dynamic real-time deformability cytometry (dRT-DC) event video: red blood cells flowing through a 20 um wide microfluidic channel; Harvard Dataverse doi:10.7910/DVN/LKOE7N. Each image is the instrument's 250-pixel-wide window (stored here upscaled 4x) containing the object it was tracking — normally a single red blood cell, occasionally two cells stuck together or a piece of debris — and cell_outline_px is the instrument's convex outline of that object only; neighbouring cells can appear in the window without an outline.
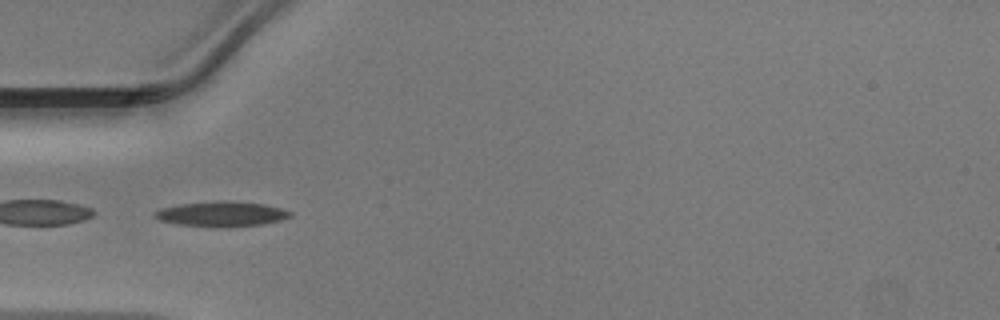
{"species": "Egyptian fruit bat (a non-hibernating species)", "species_latin": "Rousettus aegyptiacus", "temperature_condition": "warm", "stored_images_in_passage": 25, "camera_frame_rate_fps": 3000, "um_per_image_px": 0.085, "animal": {"sex": "male"}, "frame": {"image": 1, "passage_image": 1, "time_ms": 0.0, "image_size_px": [1000, 320], "cell_outline_px": [[292, 216], [280, 220], [260, 224], [180, 224], [160, 220], [152, 216], [160, 208], [180, 204], [224, 200], [228, 200], [264, 204], [280, 208], [292, 212]], "centroid_in_image_um": [18.84, 18.12], "position_along_channel_um": 66.2, "area_um2": 18.55}}